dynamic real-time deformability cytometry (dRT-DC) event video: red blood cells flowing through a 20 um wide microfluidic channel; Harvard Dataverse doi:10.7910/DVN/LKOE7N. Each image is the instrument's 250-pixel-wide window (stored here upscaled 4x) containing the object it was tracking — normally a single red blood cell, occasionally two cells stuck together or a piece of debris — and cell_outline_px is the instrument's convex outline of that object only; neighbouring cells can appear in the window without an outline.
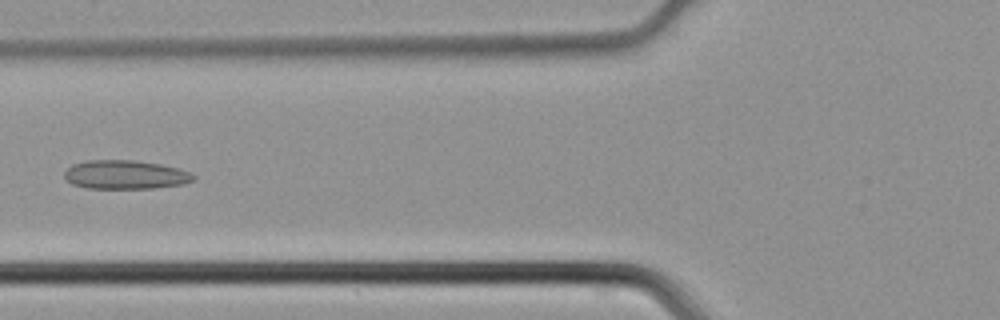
{"species": "common noctule bat (a hibernating species)", "species_latin": "Nyctalus noctula", "temperature_condition": "cold", "stored_images_in_passage": 36, "camera_frame_rate_fps": 3000, "um_per_image_px": 0.085, "animal": {"sex": "male", "body_mass_g": 21.5, "forearm_length_mm": 52.0}, "frame": {"image": 1, "passage_image": 9, "time_ms": 2.667, "image_size_px": [1000, 320], "cell_outline_px": [[196, 176], [192, 180], [184, 184], [156, 188], [88, 188], [72, 184], [64, 176], [64, 172], [72, 164], [88, 160], [132, 160], [160, 164], [180, 168], [192, 172]], "centroid_in_image_um": [10.68, 14.84], "position_along_channel_um": 115.1, "area_um2": 21.73}}
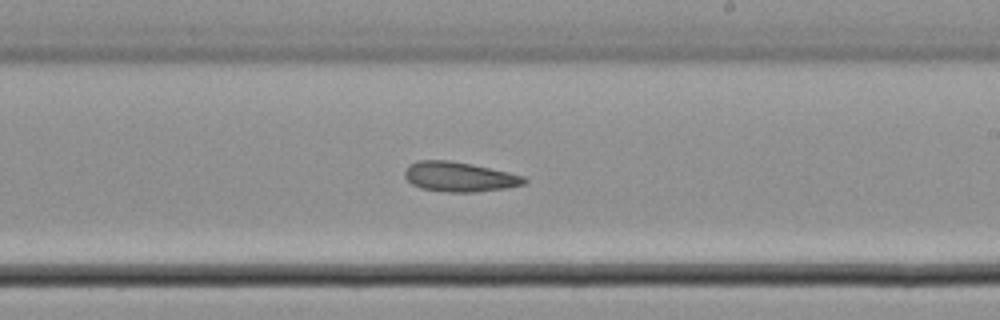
{"frame": {"image": 2, "passage_image": 18, "time_ms": 5.667, "image_size_px": [1000, 320], "cell_outline_px": [[528, 180], [524, 184], [508, 188], [476, 192], [448, 192], [420, 188], [412, 184], [404, 176], [404, 172], [408, 164], [420, 160], [448, 160], [472, 164], [508, 172], [524, 176]], "centroid_in_image_um": [39.04, 15.03], "position_along_channel_um": 250.0, "area_um2": 20.81}}
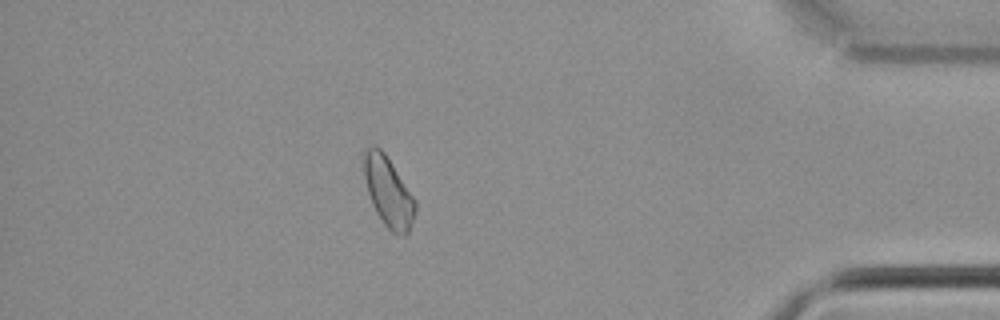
{"frame": {"image": 3, "passage_image": 31, "time_ms": 10.0, "image_size_px": [1000, 320], "cell_outline_px": [[416, 212], [408, 232], [404, 236], [392, 232], [384, 224], [376, 212], [372, 204], [368, 192], [364, 176], [364, 152], [372, 144], [380, 148], [384, 152], [416, 200]], "centroid_in_image_um": [33.02, 16.31], "position_along_channel_um": 402.2, "area_um2": 20.69}}